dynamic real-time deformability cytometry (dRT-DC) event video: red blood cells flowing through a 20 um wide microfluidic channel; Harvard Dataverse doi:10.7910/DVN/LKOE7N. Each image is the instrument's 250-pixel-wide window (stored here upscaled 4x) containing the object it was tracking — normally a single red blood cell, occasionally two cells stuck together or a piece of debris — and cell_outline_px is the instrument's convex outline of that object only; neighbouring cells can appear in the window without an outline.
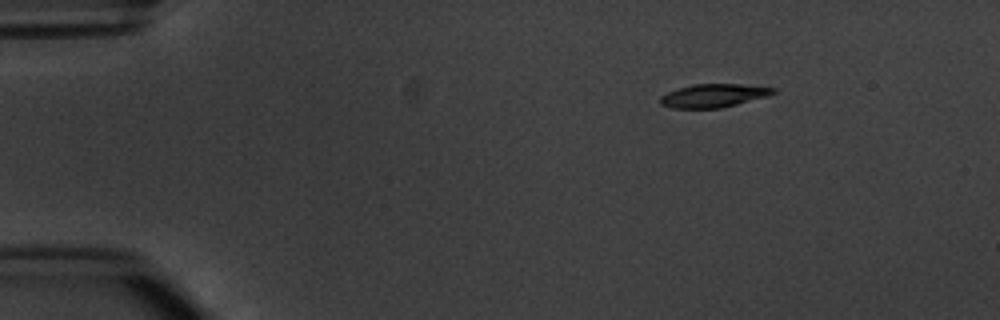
{"species": "common noctule bat (a hibernating species)", "species_latin": "Nyctalus noctula", "temperature_condition": "warm", "stored_images_in_passage": 3, "camera_frame_rate_fps": 3000, "um_per_image_px": 0.085, "animal": {"sex": "male", "body_mass_g": 20.1, "forearm_length_mm": 53.5}, "frame": {"image": 1, "passage_image": 1, "time_ms": 0.0, "image_size_px": [1000, 320], "cell_outline_px": [[776, 92], [768, 96], [720, 108], [672, 108], [660, 104], [660, 96], [668, 92], [680, 88], [696, 84], [740, 84], [776, 88]], "centroid_in_image_um": [60.66, 8.13], "position_along_channel_um": 24.3, "area_um2": 15.2}}